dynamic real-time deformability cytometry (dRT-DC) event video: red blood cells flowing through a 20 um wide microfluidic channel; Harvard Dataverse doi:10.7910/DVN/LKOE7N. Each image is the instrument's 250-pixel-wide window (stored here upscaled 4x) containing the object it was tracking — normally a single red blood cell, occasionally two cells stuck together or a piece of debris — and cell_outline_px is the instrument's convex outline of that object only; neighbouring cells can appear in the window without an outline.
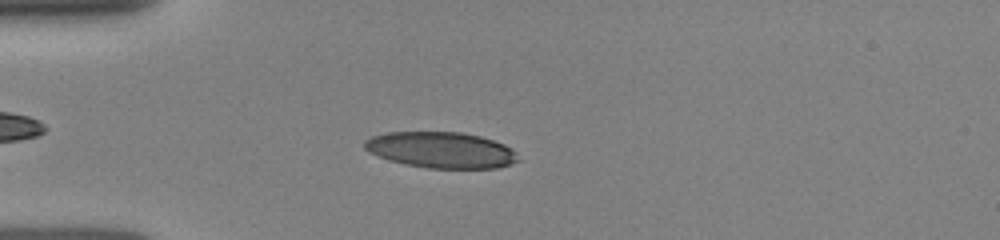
{"species": "human", "species_latin": "Homo sapiens", "temperature_condition": "room temperature", "stored_images_in_passage": 33, "camera_frame_rate_fps": 3000, "um_per_image_px": 0.085, "donor": {"sex": "female"}, "frame": {"image": 1, "passage_image": 18, "time_ms": 4.333, "image_size_px": [1000, 240], "cell_outline_px": [[520, 160], [512, 164], [496, 168], [428, 168], [404, 164], [388, 160], [368, 152], [364, 148], [364, 140], [372, 136], [388, 132], [460, 132], [480, 136], [504, 144], [512, 148], [516, 152]], "centroid_in_image_um": [37.49, 12.75], "position_along_channel_um": 47.5, "area_um2": 32.43}}
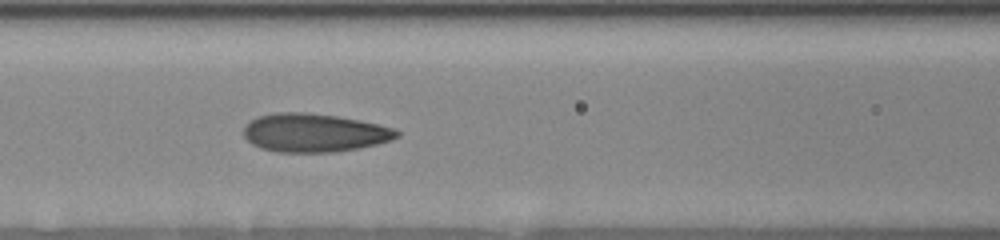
{"frame": {"image": 2, "passage_image": 28, "time_ms": 7.0, "image_size_px": [1000, 240], "cell_outline_px": [[400, 136], [392, 140], [360, 148], [336, 152], [276, 152], [260, 148], [252, 144], [244, 136], [244, 128], [252, 120], [260, 116], [276, 112], [304, 112], [336, 116], [360, 120], [396, 128], [400, 132]], "centroid_in_image_um": [26.75, 11.29], "position_along_channel_um": 139.8, "area_um2": 34.39}}
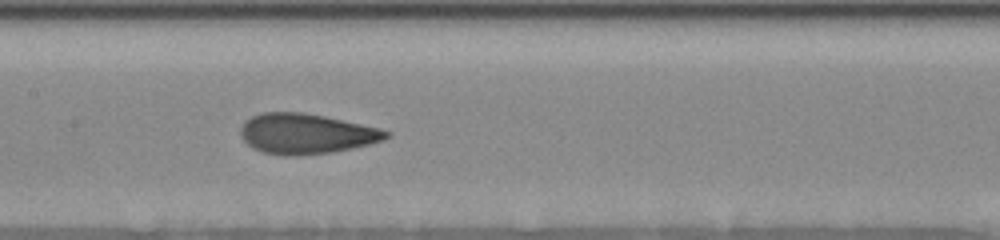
{"frame": {"image": 3, "passage_image": 32, "time_ms": 8.0, "image_size_px": [1000, 240], "cell_outline_px": [[392, 136], [384, 140], [352, 148], [332, 152], [300, 156], [288, 156], [264, 152], [252, 148], [240, 136], [240, 128], [244, 120], [252, 116], [264, 112], [304, 112], [324, 116], [380, 128], [392, 132]], "centroid_in_image_um": [26.03, 11.37], "position_along_channel_um": 181.4, "area_um2": 34.33}}